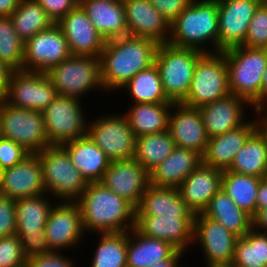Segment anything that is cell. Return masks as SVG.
<instances>
[{"instance_id": "obj_30", "label": "cell", "mask_w": 267, "mask_h": 267, "mask_svg": "<svg viewBox=\"0 0 267 267\" xmlns=\"http://www.w3.org/2000/svg\"><path fill=\"white\" fill-rule=\"evenodd\" d=\"M176 250L170 243L146 237L133 228L128 231L127 267H149L168 259Z\"/></svg>"}, {"instance_id": "obj_20", "label": "cell", "mask_w": 267, "mask_h": 267, "mask_svg": "<svg viewBox=\"0 0 267 267\" xmlns=\"http://www.w3.org/2000/svg\"><path fill=\"white\" fill-rule=\"evenodd\" d=\"M57 25L68 42L71 55L100 57L106 40L80 5L68 12Z\"/></svg>"}, {"instance_id": "obj_16", "label": "cell", "mask_w": 267, "mask_h": 267, "mask_svg": "<svg viewBox=\"0 0 267 267\" xmlns=\"http://www.w3.org/2000/svg\"><path fill=\"white\" fill-rule=\"evenodd\" d=\"M218 52L242 46L249 23L261 0H217Z\"/></svg>"}, {"instance_id": "obj_2", "label": "cell", "mask_w": 267, "mask_h": 267, "mask_svg": "<svg viewBox=\"0 0 267 267\" xmlns=\"http://www.w3.org/2000/svg\"><path fill=\"white\" fill-rule=\"evenodd\" d=\"M77 202L84 232L119 233L135 227L136 207L101 181L88 182Z\"/></svg>"}, {"instance_id": "obj_9", "label": "cell", "mask_w": 267, "mask_h": 267, "mask_svg": "<svg viewBox=\"0 0 267 267\" xmlns=\"http://www.w3.org/2000/svg\"><path fill=\"white\" fill-rule=\"evenodd\" d=\"M0 121L2 137L11 139L30 153H38L50 145L40 111L10 105L2 98Z\"/></svg>"}, {"instance_id": "obj_43", "label": "cell", "mask_w": 267, "mask_h": 267, "mask_svg": "<svg viewBox=\"0 0 267 267\" xmlns=\"http://www.w3.org/2000/svg\"><path fill=\"white\" fill-rule=\"evenodd\" d=\"M26 260L17 234L0 238V267H25Z\"/></svg>"}, {"instance_id": "obj_44", "label": "cell", "mask_w": 267, "mask_h": 267, "mask_svg": "<svg viewBox=\"0 0 267 267\" xmlns=\"http://www.w3.org/2000/svg\"><path fill=\"white\" fill-rule=\"evenodd\" d=\"M30 152L11 139L0 140V166L3 170L20 163Z\"/></svg>"}, {"instance_id": "obj_15", "label": "cell", "mask_w": 267, "mask_h": 267, "mask_svg": "<svg viewBox=\"0 0 267 267\" xmlns=\"http://www.w3.org/2000/svg\"><path fill=\"white\" fill-rule=\"evenodd\" d=\"M237 238L222 224L202 213L194 216L193 243L196 242L201 247L206 267L233 263Z\"/></svg>"}, {"instance_id": "obj_49", "label": "cell", "mask_w": 267, "mask_h": 267, "mask_svg": "<svg viewBox=\"0 0 267 267\" xmlns=\"http://www.w3.org/2000/svg\"><path fill=\"white\" fill-rule=\"evenodd\" d=\"M161 13L163 18L171 24L192 0H149Z\"/></svg>"}, {"instance_id": "obj_17", "label": "cell", "mask_w": 267, "mask_h": 267, "mask_svg": "<svg viewBox=\"0 0 267 267\" xmlns=\"http://www.w3.org/2000/svg\"><path fill=\"white\" fill-rule=\"evenodd\" d=\"M101 182L137 207L150 185L149 172L134 158L111 161Z\"/></svg>"}, {"instance_id": "obj_56", "label": "cell", "mask_w": 267, "mask_h": 267, "mask_svg": "<svg viewBox=\"0 0 267 267\" xmlns=\"http://www.w3.org/2000/svg\"><path fill=\"white\" fill-rule=\"evenodd\" d=\"M267 103V68L263 74L260 87V105Z\"/></svg>"}, {"instance_id": "obj_21", "label": "cell", "mask_w": 267, "mask_h": 267, "mask_svg": "<svg viewBox=\"0 0 267 267\" xmlns=\"http://www.w3.org/2000/svg\"><path fill=\"white\" fill-rule=\"evenodd\" d=\"M0 194L15 200L46 194L38 153H30L17 165L4 170Z\"/></svg>"}, {"instance_id": "obj_4", "label": "cell", "mask_w": 267, "mask_h": 267, "mask_svg": "<svg viewBox=\"0 0 267 267\" xmlns=\"http://www.w3.org/2000/svg\"><path fill=\"white\" fill-rule=\"evenodd\" d=\"M223 52L230 93L245 99L251 108L260 105V87L267 68V49L236 46Z\"/></svg>"}, {"instance_id": "obj_32", "label": "cell", "mask_w": 267, "mask_h": 267, "mask_svg": "<svg viewBox=\"0 0 267 267\" xmlns=\"http://www.w3.org/2000/svg\"><path fill=\"white\" fill-rule=\"evenodd\" d=\"M46 194L15 200L16 234H45V225L53 207Z\"/></svg>"}, {"instance_id": "obj_47", "label": "cell", "mask_w": 267, "mask_h": 267, "mask_svg": "<svg viewBox=\"0 0 267 267\" xmlns=\"http://www.w3.org/2000/svg\"><path fill=\"white\" fill-rule=\"evenodd\" d=\"M57 24L68 12L79 5V0H36Z\"/></svg>"}, {"instance_id": "obj_10", "label": "cell", "mask_w": 267, "mask_h": 267, "mask_svg": "<svg viewBox=\"0 0 267 267\" xmlns=\"http://www.w3.org/2000/svg\"><path fill=\"white\" fill-rule=\"evenodd\" d=\"M81 103L74 97L58 95L42 112L50 145H62L87 135L88 122Z\"/></svg>"}, {"instance_id": "obj_50", "label": "cell", "mask_w": 267, "mask_h": 267, "mask_svg": "<svg viewBox=\"0 0 267 267\" xmlns=\"http://www.w3.org/2000/svg\"><path fill=\"white\" fill-rule=\"evenodd\" d=\"M253 109H255V111L257 112L256 116H258L260 118V119L258 117L255 118V120H256V129L264 137L265 142L267 144V103L258 105L256 107H254ZM262 114H263V116H262Z\"/></svg>"}, {"instance_id": "obj_23", "label": "cell", "mask_w": 267, "mask_h": 267, "mask_svg": "<svg viewBox=\"0 0 267 267\" xmlns=\"http://www.w3.org/2000/svg\"><path fill=\"white\" fill-rule=\"evenodd\" d=\"M245 105L249 107L250 104L243 98L229 94L199 107L208 137L223 134L244 124L247 121Z\"/></svg>"}, {"instance_id": "obj_26", "label": "cell", "mask_w": 267, "mask_h": 267, "mask_svg": "<svg viewBox=\"0 0 267 267\" xmlns=\"http://www.w3.org/2000/svg\"><path fill=\"white\" fill-rule=\"evenodd\" d=\"M79 5L105 40L128 35L123 0H79Z\"/></svg>"}, {"instance_id": "obj_45", "label": "cell", "mask_w": 267, "mask_h": 267, "mask_svg": "<svg viewBox=\"0 0 267 267\" xmlns=\"http://www.w3.org/2000/svg\"><path fill=\"white\" fill-rule=\"evenodd\" d=\"M16 234L15 199L0 194V238Z\"/></svg>"}, {"instance_id": "obj_25", "label": "cell", "mask_w": 267, "mask_h": 267, "mask_svg": "<svg viewBox=\"0 0 267 267\" xmlns=\"http://www.w3.org/2000/svg\"><path fill=\"white\" fill-rule=\"evenodd\" d=\"M256 130V120H247L236 129L209 138L202 163L219 170H228L236 153Z\"/></svg>"}, {"instance_id": "obj_37", "label": "cell", "mask_w": 267, "mask_h": 267, "mask_svg": "<svg viewBox=\"0 0 267 267\" xmlns=\"http://www.w3.org/2000/svg\"><path fill=\"white\" fill-rule=\"evenodd\" d=\"M127 89L133 103H174L164 93L160 74L155 63L138 72L121 90Z\"/></svg>"}, {"instance_id": "obj_51", "label": "cell", "mask_w": 267, "mask_h": 267, "mask_svg": "<svg viewBox=\"0 0 267 267\" xmlns=\"http://www.w3.org/2000/svg\"><path fill=\"white\" fill-rule=\"evenodd\" d=\"M252 229L267 233V208L256 209V214L252 217Z\"/></svg>"}, {"instance_id": "obj_13", "label": "cell", "mask_w": 267, "mask_h": 267, "mask_svg": "<svg viewBox=\"0 0 267 267\" xmlns=\"http://www.w3.org/2000/svg\"><path fill=\"white\" fill-rule=\"evenodd\" d=\"M70 56L68 42L61 28L54 24L24 43L22 70L47 73Z\"/></svg>"}, {"instance_id": "obj_6", "label": "cell", "mask_w": 267, "mask_h": 267, "mask_svg": "<svg viewBox=\"0 0 267 267\" xmlns=\"http://www.w3.org/2000/svg\"><path fill=\"white\" fill-rule=\"evenodd\" d=\"M46 194L61 201H77L88 182L72 164L62 145H49L38 152Z\"/></svg>"}, {"instance_id": "obj_7", "label": "cell", "mask_w": 267, "mask_h": 267, "mask_svg": "<svg viewBox=\"0 0 267 267\" xmlns=\"http://www.w3.org/2000/svg\"><path fill=\"white\" fill-rule=\"evenodd\" d=\"M231 94L224 52L204 53L195 65L187 97L181 102L199 108Z\"/></svg>"}, {"instance_id": "obj_52", "label": "cell", "mask_w": 267, "mask_h": 267, "mask_svg": "<svg viewBox=\"0 0 267 267\" xmlns=\"http://www.w3.org/2000/svg\"><path fill=\"white\" fill-rule=\"evenodd\" d=\"M264 208H267V177L260 179L256 201V209Z\"/></svg>"}, {"instance_id": "obj_36", "label": "cell", "mask_w": 267, "mask_h": 267, "mask_svg": "<svg viewBox=\"0 0 267 267\" xmlns=\"http://www.w3.org/2000/svg\"><path fill=\"white\" fill-rule=\"evenodd\" d=\"M260 179L257 176L224 170L221 188L238 207L253 217L256 214L257 192Z\"/></svg>"}, {"instance_id": "obj_28", "label": "cell", "mask_w": 267, "mask_h": 267, "mask_svg": "<svg viewBox=\"0 0 267 267\" xmlns=\"http://www.w3.org/2000/svg\"><path fill=\"white\" fill-rule=\"evenodd\" d=\"M62 146L67 150L72 164L87 182L102 180L111 160L88 135L68 141Z\"/></svg>"}, {"instance_id": "obj_34", "label": "cell", "mask_w": 267, "mask_h": 267, "mask_svg": "<svg viewBox=\"0 0 267 267\" xmlns=\"http://www.w3.org/2000/svg\"><path fill=\"white\" fill-rule=\"evenodd\" d=\"M228 170L259 178L267 177V144L257 129L236 153L234 161Z\"/></svg>"}, {"instance_id": "obj_5", "label": "cell", "mask_w": 267, "mask_h": 267, "mask_svg": "<svg viewBox=\"0 0 267 267\" xmlns=\"http://www.w3.org/2000/svg\"><path fill=\"white\" fill-rule=\"evenodd\" d=\"M202 51L193 48H181L169 43L159 44L155 55L162 87L167 98L181 103L188 94L197 60Z\"/></svg>"}, {"instance_id": "obj_55", "label": "cell", "mask_w": 267, "mask_h": 267, "mask_svg": "<svg viewBox=\"0 0 267 267\" xmlns=\"http://www.w3.org/2000/svg\"><path fill=\"white\" fill-rule=\"evenodd\" d=\"M20 0H0V17L11 16L17 9Z\"/></svg>"}, {"instance_id": "obj_27", "label": "cell", "mask_w": 267, "mask_h": 267, "mask_svg": "<svg viewBox=\"0 0 267 267\" xmlns=\"http://www.w3.org/2000/svg\"><path fill=\"white\" fill-rule=\"evenodd\" d=\"M202 163V156L190 149L175 147L150 174L155 187L179 188L186 177Z\"/></svg>"}, {"instance_id": "obj_46", "label": "cell", "mask_w": 267, "mask_h": 267, "mask_svg": "<svg viewBox=\"0 0 267 267\" xmlns=\"http://www.w3.org/2000/svg\"><path fill=\"white\" fill-rule=\"evenodd\" d=\"M61 251H51L26 260L25 267H74V260L64 256Z\"/></svg>"}, {"instance_id": "obj_22", "label": "cell", "mask_w": 267, "mask_h": 267, "mask_svg": "<svg viewBox=\"0 0 267 267\" xmlns=\"http://www.w3.org/2000/svg\"><path fill=\"white\" fill-rule=\"evenodd\" d=\"M128 35L168 43L170 24L149 0H123Z\"/></svg>"}, {"instance_id": "obj_31", "label": "cell", "mask_w": 267, "mask_h": 267, "mask_svg": "<svg viewBox=\"0 0 267 267\" xmlns=\"http://www.w3.org/2000/svg\"><path fill=\"white\" fill-rule=\"evenodd\" d=\"M202 214L238 237H243L252 229V217L240 209L222 188L211 198Z\"/></svg>"}, {"instance_id": "obj_42", "label": "cell", "mask_w": 267, "mask_h": 267, "mask_svg": "<svg viewBox=\"0 0 267 267\" xmlns=\"http://www.w3.org/2000/svg\"><path fill=\"white\" fill-rule=\"evenodd\" d=\"M242 46L267 49V7L262 3L257 7L249 23Z\"/></svg>"}, {"instance_id": "obj_8", "label": "cell", "mask_w": 267, "mask_h": 267, "mask_svg": "<svg viewBox=\"0 0 267 267\" xmlns=\"http://www.w3.org/2000/svg\"><path fill=\"white\" fill-rule=\"evenodd\" d=\"M58 95L81 100L93 89H103L100 58L97 56L71 55L47 73ZM85 93V94H84Z\"/></svg>"}, {"instance_id": "obj_24", "label": "cell", "mask_w": 267, "mask_h": 267, "mask_svg": "<svg viewBox=\"0 0 267 267\" xmlns=\"http://www.w3.org/2000/svg\"><path fill=\"white\" fill-rule=\"evenodd\" d=\"M223 171L201 163L178 188L194 215L203 213L211 198L221 189Z\"/></svg>"}, {"instance_id": "obj_59", "label": "cell", "mask_w": 267, "mask_h": 267, "mask_svg": "<svg viewBox=\"0 0 267 267\" xmlns=\"http://www.w3.org/2000/svg\"><path fill=\"white\" fill-rule=\"evenodd\" d=\"M261 3L267 7V0H261Z\"/></svg>"}, {"instance_id": "obj_40", "label": "cell", "mask_w": 267, "mask_h": 267, "mask_svg": "<svg viewBox=\"0 0 267 267\" xmlns=\"http://www.w3.org/2000/svg\"><path fill=\"white\" fill-rule=\"evenodd\" d=\"M236 267H267V233L251 229L235 243Z\"/></svg>"}, {"instance_id": "obj_3", "label": "cell", "mask_w": 267, "mask_h": 267, "mask_svg": "<svg viewBox=\"0 0 267 267\" xmlns=\"http://www.w3.org/2000/svg\"><path fill=\"white\" fill-rule=\"evenodd\" d=\"M218 35L217 0H192L170 24L168 43L203 53H214L218 52ZM209 45L211 50L207 49Z\"/></svg>"}, {"instance_id": "obj_11", "label": "cell", "mask_w": 267, "mask_h": 267, "mask_svg": "<svg viewBox=\"0 0 267 267\" xmlns=\"http://www.w3.org/2000/svg\"><path fill=\"white\" fill-rule=\"evenodd\" d=\"M87 135L111 161L134 158L136 137L124 113L88 120Z\"/></svg>"}, {"instance_id": "obj_12", "label": "cell", "mask_w": 267, "mask_h": 267, "mask_svg": "<svg viewBox=\"0 0 267 267\" xmlns=\"http://www.w3.org/2000/svg\"><path fill=\"white\" fill-rule=\"evenodd\" d=\"M58 96L45 72L11 71L4 100L10 105L43 112Z\"/></svg>"}, {"instance_id": "obj_18", "label": "cell", "mask_w": 267, "mask_h": 267, "mask_svg": "<svg viewBox=\"0 0 267 267\" xmlns=\"http://www.w3.org/2000/svg\"><path fill=\"white\" fill-rule=\"evenodd\" d=\"M170 111L168 131L175 146L190 149L203 156L209 137L199 109L183 103H173Z\"/></svg>"}, {"instance_id": "obj_41", "label": "cell", "mask_w": 267, "mask_h": 267, "mask_svg": "<svg viewBox=\"0 0 267 267\" xmlns=\"http://www.w3.org/2000/svg\"><path fill=\"white\" fill-rule=\"evenodd\" d=\"M24 42L18 37L10 16L0 17V61L12 71L22 70Z\"/></svg>"}, {"instance_id": "obj_14", "label": "cell", "mask_w": 267, "mask_h": 267, "mask_svg": "<svg viewBox=\"0 0 267 267\" xmlns=\"http://www.w3.org/2000/svg\"><path fill=\"white\" fill-rule=\"evenodd\" d=\"M44 228L51 251H59V249L65 251V249L80 245L85 233L78 202L60 201L58 204L55 203Z\"/></svg>"}, {"instance_id": "obj_33", "label": "cell", "mask_w": 267, "mask_h": 267, "mask_svg": "<svg viewBox=\"0 0 267 267\" xmlns=\"http://www.w3.org/2000/svg\"><path fill=\"white\" fill-rule=\"evenodd\" d=\"M173 103H133L124 114L134 136L168 130V118Z\"/></svg>"}, {"instance_id": "obj_54", "label": "cell", "mask_w": 267, "mask_h": 267, "mask_svg": "<svg viewBox=\"0 0 267 267\" xmlns=\"http://www.w3.org/2000/svg\"><path fill=\"white\" fill-rule=\"evenodd\" d=\"M183 253L184 252L182 251L176 250L168 259L162 260L149 267H179L180 264L178 265V260H181V258L183 257Z\"/></svg>"}, {"instance_id": "obj_48", "label": "cell", "mask_w": 267, "mask_h": 267, "mask_svg": "<svg viewBox=\"0 0 267 267\" xmlns=\"http://www.w3.org/2000/svg\"><path fill=\"white\" fill-rule=\"evenodd\" d=\"M26 259L51 252L46 234L18 235Z\"/></svg>"}, {"instance_id": "obj_58", "label": "cell", "mask_w": 267, "mask_h": 267, "mask_svg": "<svg viewBox=\"0 0 267 267\" xmlns=\"http://www.w3.org/2000/svg\"><path fill=\"white\" fill-rule=\"evenodd\" d=\"M3 172H4V170H3L2 167L0 166V192H1V187H2Z\"/></svg>"}, {"instance_id": "obj_19", "label": "cell", "mask_w": 267, "mask_h": 267, "mask_svg": "<svg viewBox=\"0 0 267 267\" xmlns=\"http://www.w3.org/2000/svg\"><path fill=\"white\" fill-rule=\"evenodd\" d=\"M134 228L185 252L193 244L194 216H136Z\"/></svg>"}, {"instance_id": "obj_53", "label": "cell", "mask_w": 267, "mask_h": 267, "mask_svg": "<svg viewBox=\"0 0 267 267\" xmlns=\"http://www.w3.org/2000/svg\"><path fill=\"white\" fill-rule=\"evenodd\" d=\"M11 69L0 61V99L4 98L7 90Z\"/></svg>"}, {"instance_id": "obj_39", "label": "cell", "mask_w": 267, "mask_h": 267, "mask_svg": "<svg viewBox=\"0 0 267 267\" xmlns=\"http://www.w3.org/2000/svg\"><path fill=\"white\" fill-rule=\"evenodd\" d=\"M128 232L101 233L90 267H127Z\"/></svg>"}, {"instance_id": "obj_35", "label": "cell", "mask_w": 267, "mask_h": 267, "mask_svg": "<svg viewBox=\"0 0 267 267\" xmlns=\"http://www.w3.org/2000/svg\"><path fill=\"white\" fill-rule=\"evenodd\" d=\"M10 17L18 37L24 43L55 24L36 0H20Z\"/></svg>"}, {"instance_id": "obj_38", "label": "cell", "mask_w": 267, "mask_h": 267, "mask_svg": "<svg viewBox=\"0 0 267 267\" xmlns=\"http://www.w3.org/2000/svg\"><path fill=\"white\" fill-rule=\"evenodd\" d=\"M175 147L168 130L145 134L136 138L134 159L150 173L173 152Z\"/></svg>"}, {"instance_id": "obj_29", "label": "cell", "mask_w": 267, "mask_h": 267, "mask_svg": "<svg viewBox=\"0 0 267 267\" xmlns=\"http://www.w3.org/2000/svg\"><path fill=\"white\" fill-rule=\"evenodd\" d=\"M136 216H195L177 188L149 185L136 207Z\"/></svg>"}, {"instance_id": "obj_60", "label": "cell", "mask_w": 267, "mask_h": 267, "mask_svg": "<svg viewBox=\"0 0 267 267\" xmlns=\"http://www.w3.org/2000/svg\"><path fill=\"white\" fill-rule=\"evenodd\" d=\"M2 129H1V121H0V140L2 139Z\"/></svg>"}, {"instance_id": "obj_1", "label": "cell", "mask_w": 267, "mask_h": 267, "mask_svg": "<svg viewBox=\"0 0 267 267\" xmlns=\"http://www.w3.org/2000/svg\"><path fill=\"white\" fill-rule=\"evenodd\" d=\"M158 45L152 39L131 35L106 40L99 57L104 91L121 89L138 72L152 66Z\"/></svg>"}, {"instance_id": "obj_57", "label": "cell", "mask_w": 267, "mask_h": 267, "mask_svg": "<svg viewBox=\"0 0 267 267\" xmlns=\"http://www.w3.org/2000/svg\"><path fill=\"white\" fill-rule=\"evenodd\" d=\"M209 267H236V266L233 263H231V264H215Z\"/></svg>"}]
</instances>
